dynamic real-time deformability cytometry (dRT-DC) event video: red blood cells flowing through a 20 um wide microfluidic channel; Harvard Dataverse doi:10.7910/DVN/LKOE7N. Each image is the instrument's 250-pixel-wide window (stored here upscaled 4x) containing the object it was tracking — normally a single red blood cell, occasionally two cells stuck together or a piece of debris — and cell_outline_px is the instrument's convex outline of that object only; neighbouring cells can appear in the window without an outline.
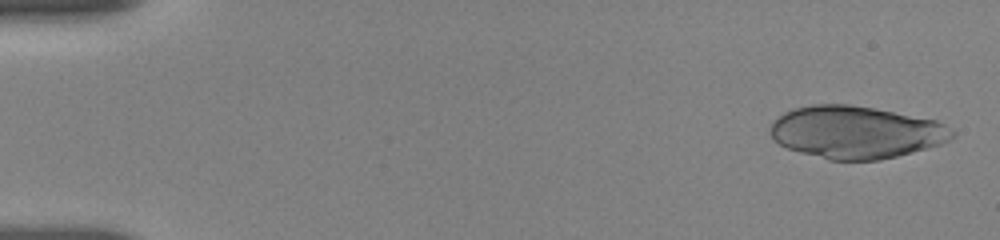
{"species": "human", "species_latin": "Homo sapiens", "temperature_condition": "room temperature", "stored_images_in_passage": 54, "segment_of_instrument_passage": [1, 2], "camera_frame_rate_fps": 3000, "um_per_image_px": 0.085, "donor": {"sex": "female"}, "frame": {"image": 1, "passage_image": 2, "time_ms": 0.333, "image_size_px": [1000, 240], "cell_outline_px": [[956, 136], [940, 144], [896, 156], [880, 160], [828, 160], [800, 152], [788, 148], [780, 144], [768, 132], [768, 128], [772, 120], [784, 112], [792, 108], [812, 104], [848, 104], [872, 108], [936, 120], [952, 128], [956, 132]], "centroid_in_image_um": [72.71, 11.23], "position_along_channel_um": 12.3, "area_um2": 55.66}}